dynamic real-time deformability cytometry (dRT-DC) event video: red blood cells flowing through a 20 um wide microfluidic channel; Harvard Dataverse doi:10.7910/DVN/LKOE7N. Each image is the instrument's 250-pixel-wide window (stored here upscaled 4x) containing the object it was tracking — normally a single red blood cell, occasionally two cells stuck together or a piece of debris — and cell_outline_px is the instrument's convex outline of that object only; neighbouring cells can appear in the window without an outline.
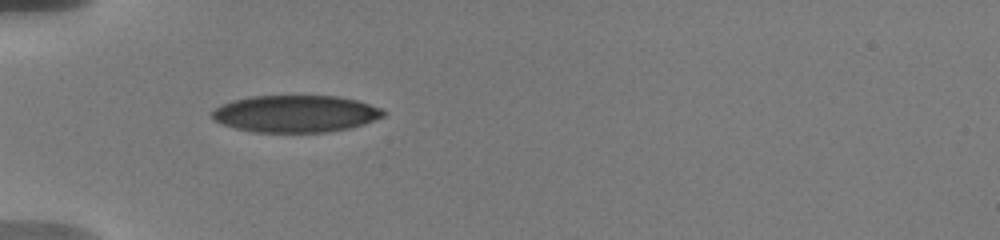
{"species": "human", "species_latin": "Homo sapiens", "temperature_condition": "warm", "stored_images_in_passage": 2, "camera_frame_rate_fps": 3000, "um_per_image_px": 0.085, "donor": {"sex": "male"}, "frame": {"image": 1, "passage_image": 1, "time_ms": 0.0, "image_size_px": [1000, 240], "cell_outline_px": [[388, 112], [384, 116], [364, 124], [348, 128], [328, 132], [252, 132], [236, 128], [224, 124], [216, 120], [212, 116], [212, 112], [220, 104], [232, 100], [252, 96], [336, 96], [356, 100], [380, 108]], "centroid_in_image_um": [25.13, 9.67], "position_along_channel_um": 59.9, "area_um2": 36.82}}